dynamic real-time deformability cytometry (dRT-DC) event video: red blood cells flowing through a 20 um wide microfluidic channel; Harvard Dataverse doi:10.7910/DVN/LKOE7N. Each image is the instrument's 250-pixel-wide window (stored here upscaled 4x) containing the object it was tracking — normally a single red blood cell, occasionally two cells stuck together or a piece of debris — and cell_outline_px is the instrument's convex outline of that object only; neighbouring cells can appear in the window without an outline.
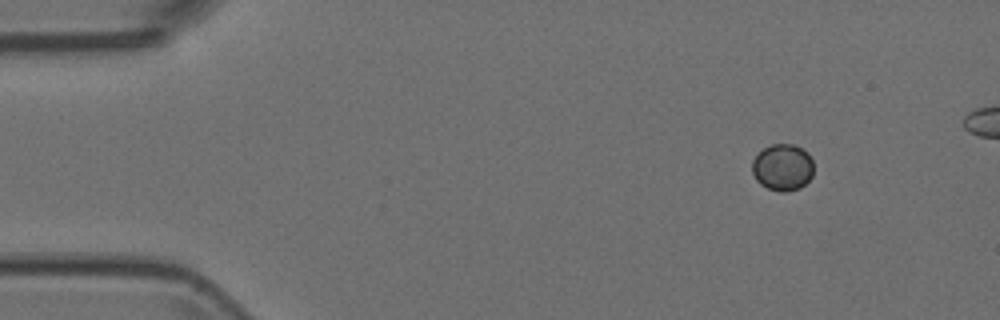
{"species": "Egyptian fruit bat (a non-hibernating species)", "species_latin": "Rousettus aegyptiacus", "temperature_condition": "room temperature", "stored_images_in_passage": 5, "camera_frame_rate_fps": 3000, "um_per_image_px": 0.085, "animal": {"sex": "female"}, "frame": {"image": 1, "passage_image": 1, "time_ms": 0.0, "image_size_px": [1000, 320], "cell_outline_px": [[812, 176], [800, 188], [784, 192], [780, 192], [768, 188], [760, 184], [756, 180], [752, 172], [752, 160], [764, 148], [772, 144], [792, 144], [808, 152], [812, 160]], "centroid_in_image_um": [66.51, 14.23], "position_along_channel_um": 18.5, "area_um2": 16.65}}
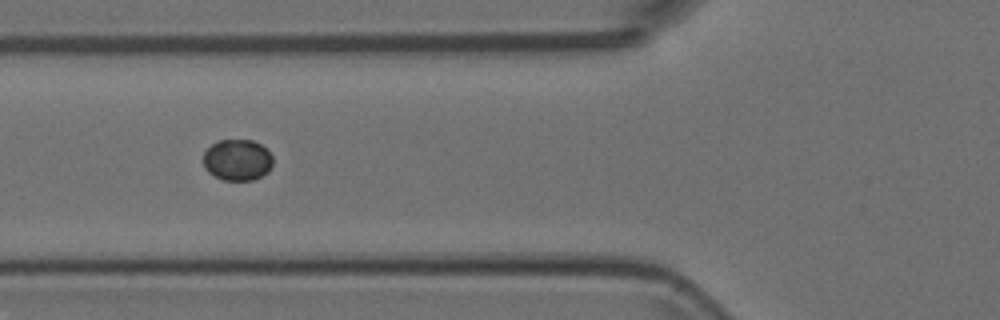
{"frame": {"image": 2, "passage_image": 5, "time_ms": 1.333, "image_size_px": [1000, 320], "cell_outline_px": [[272, 164], [268, 172], [252, 180], [224, 180], [208, 172], [204, 168], [204, 152], [212, 144], [220, 140], [252, 140], [268, 148], [272, 156]], "centroid_in_image_um": [20.19, 13.59], "position_along_channel_um": 105.6, "area_um2": 16.7}}